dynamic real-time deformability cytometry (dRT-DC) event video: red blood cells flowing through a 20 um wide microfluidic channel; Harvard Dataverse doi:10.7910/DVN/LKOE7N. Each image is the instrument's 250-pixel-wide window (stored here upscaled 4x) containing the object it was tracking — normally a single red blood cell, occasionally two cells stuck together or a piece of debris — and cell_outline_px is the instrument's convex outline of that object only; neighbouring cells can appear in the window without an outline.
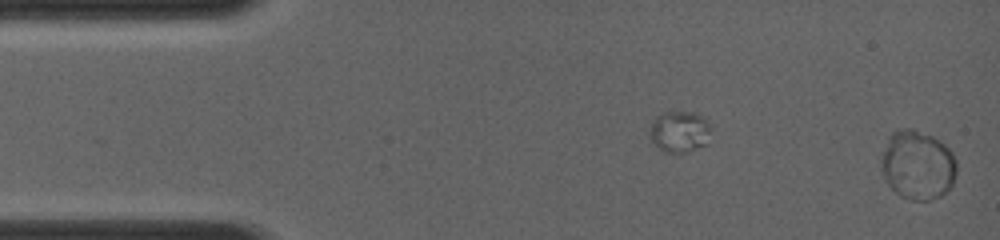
{"species": "common noctule bat (a hibernating species)", "species_latin": "Nyctalus noctula", "temperature_condition": "room temperature", "stored_images_in_passage": 3, "segment_of_instrument_passage": [2, 2], "camera_frame_rate_fps": 4000, "um_per_image_px": 0.085, "animal": {"sex": "female", "body_mass_g": 19.0, "forearm_length_mm": 56.7}, "frame": {"image": 1, "passage_image": 3, "time_ms": 2.0, "image_size_px": [1000, 240], "cell_outline_px": [[956, 176], [952, 184], [940, 196], [932, 200], [908, 200], [900, 196], [888, 184], [880, 168], [880, 164], [888, 136], [892, 132], [900, 128], [912, 128], [932, 136], [940, 140], [952, 152], [956, 164]], "centroid_in_image_um": [77.99, 14.02], "position_along_channel_um": 7.0, "area_um2": 30.46}}